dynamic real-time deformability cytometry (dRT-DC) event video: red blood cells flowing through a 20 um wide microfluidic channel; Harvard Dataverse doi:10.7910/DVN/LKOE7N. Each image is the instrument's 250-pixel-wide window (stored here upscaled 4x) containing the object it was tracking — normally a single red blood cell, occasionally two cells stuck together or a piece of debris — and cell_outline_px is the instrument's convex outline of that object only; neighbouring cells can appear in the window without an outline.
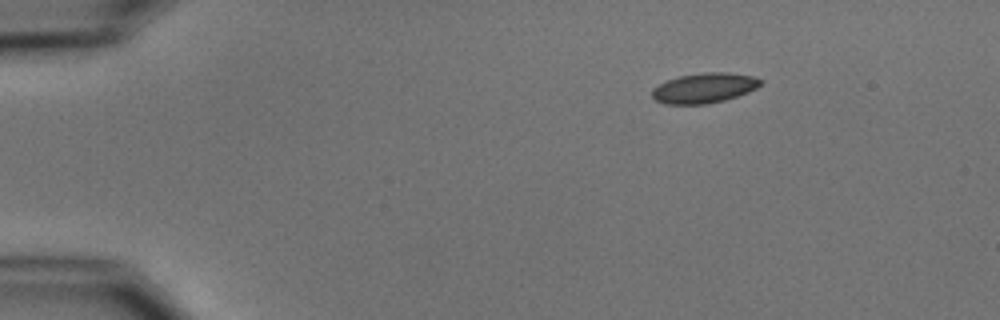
{"species": "common noctule bat (a hibernating species)", "species_latin": "Nyctalus noctula", "temperature_condition": "cold", "stored_images_in_passage": 6, "camera_frame_rate_fps": 3000, "um_per_image_px": 0.085, "animal": {"sex": "male", "body_mass_g": 15.6}, "frame": {"image": 1, "passage_image": 1, "time_ms": 0.0, "image_size_px": [1000, 320], "cell_outline_px": [[764, 80], [756, 88], [748, 92], [724, 100], [708, 104], [664, 104], [656, 100], [652, 96], [652, 88], [668, 80], [680, 76], [704, 72], [728, 72], [752, 76]], "centroid_in_image_um": [59.86, 7.48], "position_along_channel_um": 25.1, "area_um2": 18.9}}
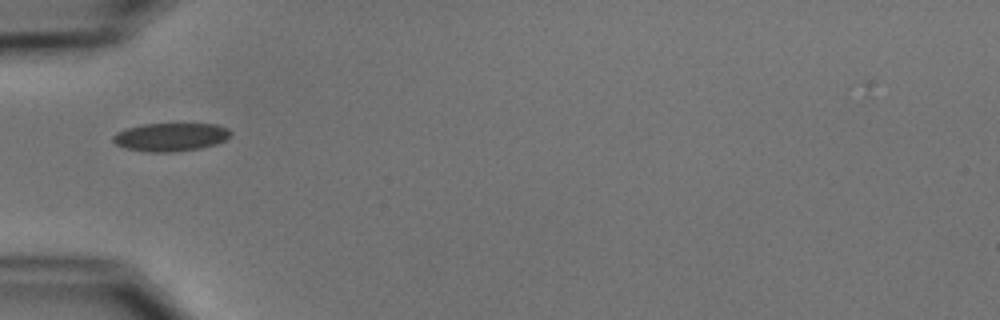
{"frame": {"image": 2, "passage_image": 4, "time_ms": 3.333, "image_size_px": [1000, 320], "cell_outline_px": [[232, 132], [224, 140], [216, 144], [200, 148], [172, 152], [148, 152], [128, 148], [116, 144], [112, 140], [112, 136], [116, 132], [140, 124], [216, 124], [228, 128]], "centroid_in_image_um": [14.5, 11.64], "position_along_channel_um": 70.5, "area_um2": 19.25}}